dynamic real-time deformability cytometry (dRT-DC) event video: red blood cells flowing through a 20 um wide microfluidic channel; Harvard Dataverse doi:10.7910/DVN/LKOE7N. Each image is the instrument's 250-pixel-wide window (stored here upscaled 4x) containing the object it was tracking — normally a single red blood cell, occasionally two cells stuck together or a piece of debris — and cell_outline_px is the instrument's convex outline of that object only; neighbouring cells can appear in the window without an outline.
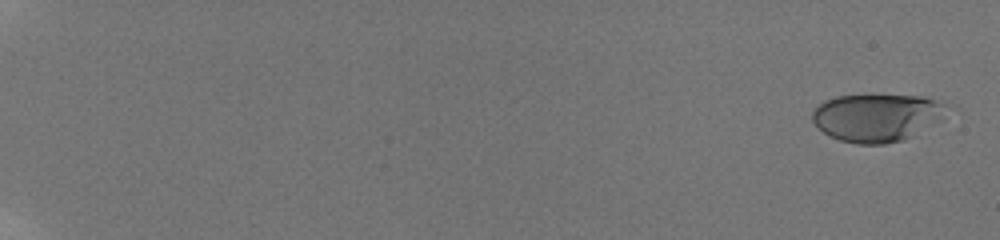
{"species": "human", "species_latin": "Homo sapiens", "temperature_condition": "room temperature", "stored_images_in_passage": 71, "camera_frame_rate_fps": 3000, "um_per_image_px": 0.085, "donor": {"sex": "male"}, "frame": {"image": 1, "passage_image": 2, "time_ms": 0.333, "image_size_px": [1000, 240], "cell_outline_px": [[944, 104], [904, 140], [884, 144], [856, 144], [840, 140], [824, 132], [812, 120], [812, 112], [824, 100], [836, 96], [924, 96]], "centroid_in_image_um": [74.24, 9.99], "position_along_channel_um": 10.8, "area_um2": 34.8}}
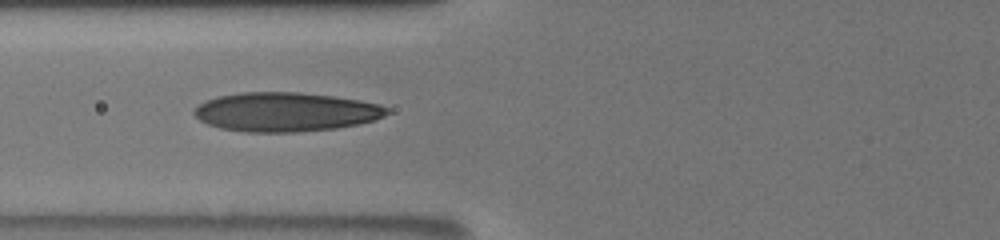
{"frame": {"image": 2, "passage_image": 33, "time_ms": 9.0, "image_size_px": [1000, 240], "cell_outline_px": [[392, 112], [384, 116], [372, 120], [356, 124], [336, 128], [300, 132], [248, 132], [220, 128], [208, 124], [200, 120], [192, 112], [204, 100], [220, 96], [240, 92], [300, 92], [332, 96], [360, 100], [380, 104], [388, 108]], "centroid_in_image_um": [24.28, 9.51], "position_along_channel_um": 101.5, "area_um2": 43.93}}
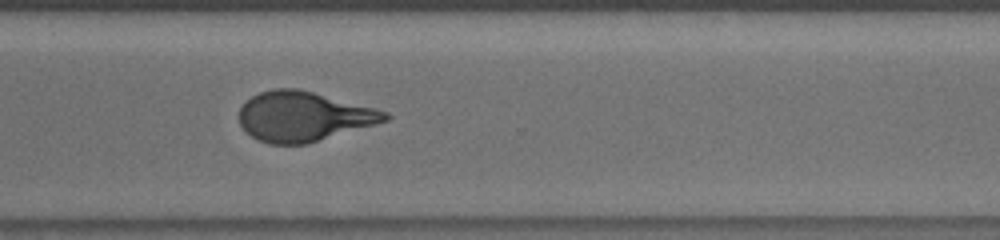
{"frame": {"image": 3, "passage_image": 56, "time_ms": 15.333, "image_size_px": [1000, 240], "cell_outline_px": [[392, 116], [388, 120], [376, 124], [308, 144], [268, 144], [252, 136], [240, 124], [240, 108], [252, 96], [260, 92], [276, 88], [296, 88], [312, 92], [388, 112]], "centroid_in_image_um": [25.81, 9.91], "position_along_channel_um": 344.8, "area_um2": 41.79}, "authors_computed_cell_mechanics": {"area_um2": 41.616, "velocity_mm_per_s": 3.8431, "shape_relaxation_time_tau1_ms": 4.9527, "shape_relaxation_time_tau2_ms": 0.9753, "deformation_change_tau1": 0.2201, "deformation_change_tau2": 0.0875}}